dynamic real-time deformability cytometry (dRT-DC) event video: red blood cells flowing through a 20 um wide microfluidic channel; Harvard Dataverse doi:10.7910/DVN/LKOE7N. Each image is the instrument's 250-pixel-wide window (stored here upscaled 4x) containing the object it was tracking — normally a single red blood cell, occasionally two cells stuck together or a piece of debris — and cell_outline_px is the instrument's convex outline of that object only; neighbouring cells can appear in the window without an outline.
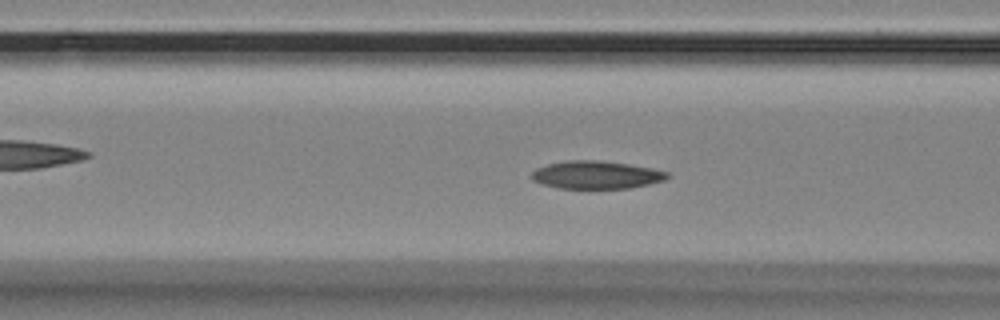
{"species": "Egyptian fruit bat (a non-hibernating species)", "species_latin": "Rousettus aegyptiacus", "temperature_condition": "room temperature", "stored_images_in_passage": 46, "camera_frame_rate_fps": 3000, "um_per_image_px": 0.085, "animal": {"sex": "female"}, "frame": {"image": 1, "passage_image": 11, "time_ms": 3.333, "image_size_px": [1000, 320], "cell_outline_px": [[672, 176], [664, 180], [648, 184], [628, 188], [560, 188], [544, 184], [532, 180], [532, 172], [536, 168], [548, 164], [568, 160], [596, 160], [628, 164], [652, 168], [668, 172]], "centroid_in_image_um": [50.7, 14.86], "position_along_channel_um": 115.9, "area_um2": 21.85}}
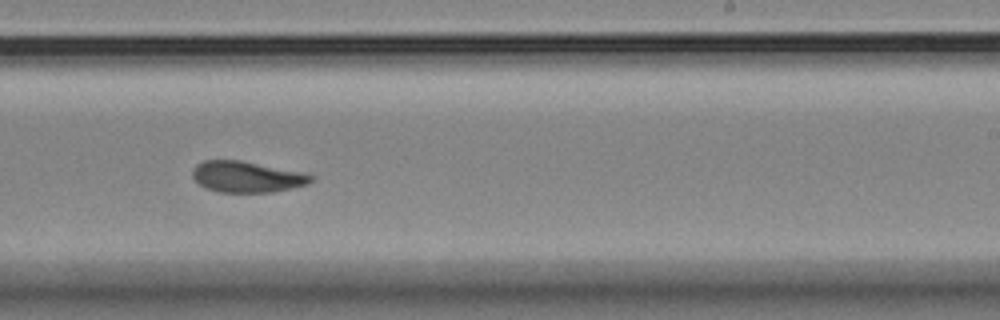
{"frame": {"image": 2, "passage_image": 24, "time_ms": 7.667, "image_size_px": [1000, 320], "cell_outline_px": [[312, 180], [308, 184], [292, 188], [272, 192], [220, 192], [204, 188], [192, 176], [192, 168], [196, 164], [204, 160], [240, 160], [300, 172], [312, 176]], "centroid_in_image_um": [20.92, 15.03], "position_along_channel_um": 268.1, "area_um2": 21.27}}
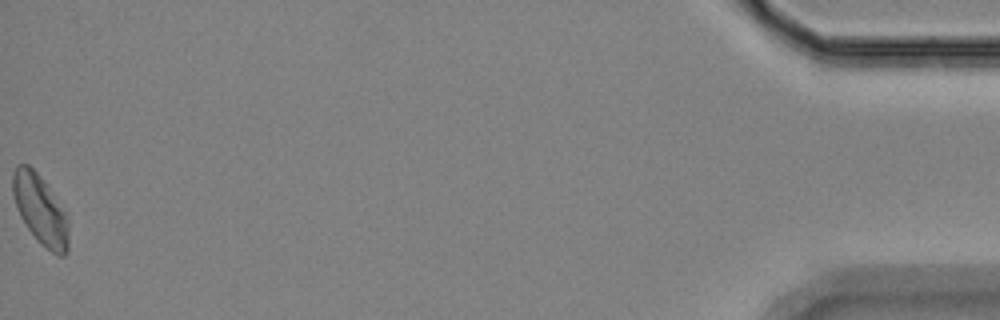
{"frame": {"image": 3, "passage_image": 46, "time_ms": 15.0, "image_size_px": [1000, 320], "cell_outline_px": [[68, 248], [64, 256], [60, 256], [52, 252], [40, 244], [28, 228], [20, 216], [12, 192], [12, 172], [16, 164], [28, 164], [36, 172], [48, 188], [64, 212], [68, 224]], "centroid_in_image_um": [3.39, 17.83], "position_along_channel_um": 431.8, "area_um2": 22.14}, "authors_computed_cell_mechanics": {"area_um2": 21.7906, "velocity_mm_per_s": 3.5132, "shape_relaxation_time_tau1_ms": null, "shape_relaxation_time_tau2_ms": 4.59, "deformation_change_tau1": null, "deformation_change_tau2": 0.1007}}